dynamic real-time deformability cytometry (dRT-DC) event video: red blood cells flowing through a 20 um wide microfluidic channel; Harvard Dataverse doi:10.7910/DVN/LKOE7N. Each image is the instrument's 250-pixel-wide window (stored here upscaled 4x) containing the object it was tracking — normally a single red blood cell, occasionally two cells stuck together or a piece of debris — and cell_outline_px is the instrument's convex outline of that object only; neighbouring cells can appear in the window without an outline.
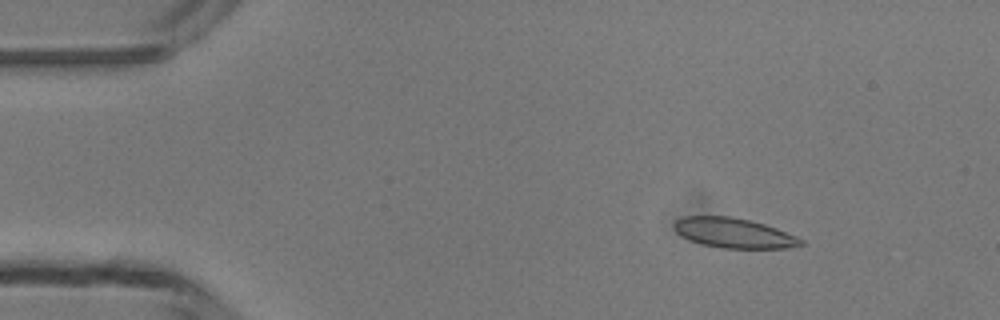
{"species": "common noctule bat (a hibernating species)", "species_latin": "Nyctalus noctula", "temperature_condition": "room temperature", "stored_images_in_passage": 4, "camera_frame_rate_fps": 3000, "um_per_image_px": 0.085, "animal": {"sex": "male", "body_mass_g": 13.3}, "frame": {"image": 1, "passage_image": 2, "time_ms": 1.333, "image_size_px": [1000, 320], "cell_outline_px": [[804, 244], [788, 248], [720, 248], [700, 244], [688, 240], [680, 236], [676, 232], [672, 224], [676, 220], [684, 216], [732, 216], [764, 224], [776, 228], [796, 236], [804, 240]], "centroid_in_image_um": [62.33, 19.81], "position_along_channel_um": 22.7, "area_um2": 22.25}}